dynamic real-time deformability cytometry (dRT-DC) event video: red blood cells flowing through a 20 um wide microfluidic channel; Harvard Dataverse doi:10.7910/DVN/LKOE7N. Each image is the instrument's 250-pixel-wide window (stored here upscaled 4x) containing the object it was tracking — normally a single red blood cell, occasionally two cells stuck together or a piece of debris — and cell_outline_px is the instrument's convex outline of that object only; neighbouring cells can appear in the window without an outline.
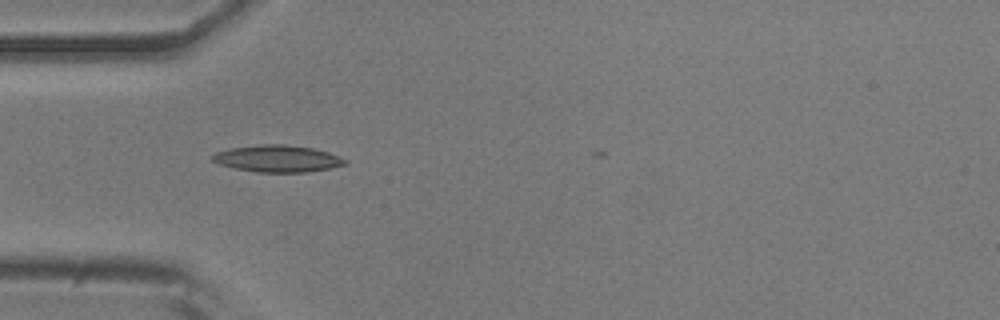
{"species": "common noctule bat (a hibernating species)", "species_latin": "Nyctalus noctula", "temperature_condition": "room temperature", "stored_images_in_passage": 5, "camera_frame_rate_fps": 3000, "um_per_image_px": 0.085, "animal": {"sex": "male", "body_mass_g": 20.5, "forearm_length_mm": 52.5}, "frame": {"image": 1, "passage_image": 2, "time_ms": 0.333, "image_size_px": [1000, 320], "cell_outline_px": [[348, 164], [308, 172], [256, 172], [236, 168], [220, 164], [212, 160], [212, 156], [216, 152], [228, 148], [260, 144], [284, 144], [312, 148], [328, 152], [348, 160]], "centroid_in_image_um": [23.6, 13.47], "position_along_channel_um": 61.4, "area_um2": 20.69}}